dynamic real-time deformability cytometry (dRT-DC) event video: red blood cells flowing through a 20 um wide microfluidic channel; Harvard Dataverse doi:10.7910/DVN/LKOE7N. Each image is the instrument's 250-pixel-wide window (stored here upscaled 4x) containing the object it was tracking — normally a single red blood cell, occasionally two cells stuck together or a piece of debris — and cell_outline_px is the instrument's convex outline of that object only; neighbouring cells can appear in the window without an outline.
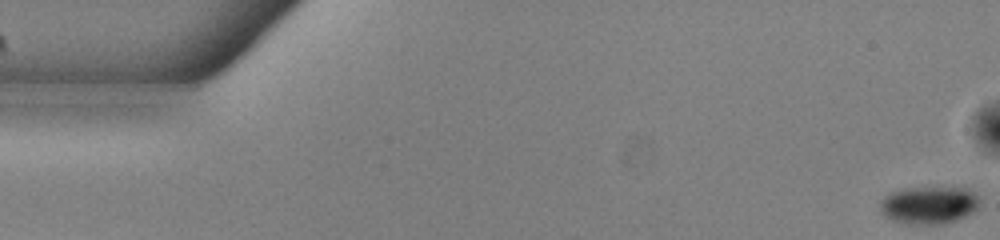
{"species": "common noctule bat (a hibernating species)", "species_latin": "Nyctalus noctula", "temperature_condition": "warm", "stored_images_in_passage": 46, "camera_frame_rate_fps": 3000, "um_per_image_px": 0.085, "animal": {"sex": "male", "body_mass_g": 13.0, "forearm_length_mm": 53.1}, "frame": {"image": 1, "passage_image": 1, "time_ms": 0.0, "image_size_px": [1000, 240], "cell_outline_px": [[980, 200], [976, 208], [972, 212], [956, 220], [944, 224], [904, 224], [892, 220], [884, 216], [880, 212], [880, 200], [884, 196], [892, 192], [904, 188], [968, 188], [976, 192], [980, 196]], "centroid_in_image_um": [78.95, 17.43], "position_along_channel_um": 6.1, "area_um2": 22.02}}
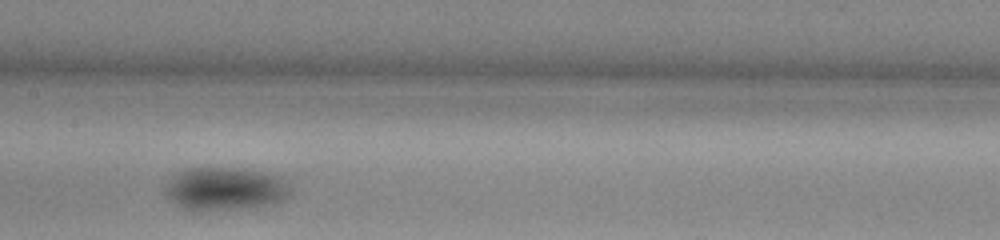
{"frame": {"image": 2, "passage_image": 27, "time_ms": 8.667, "image_size_px": [1000, 240], "cell_outline_px": [[288, 192], [284, 196], [276, 200], [264, 204], [232, 208], [184, 208], [176, 204], [168, 196], [168, 184], [180, 172], [192, 168], [228, 168], [256, 172], [272, 176]], "centroid_in_image_um": [18.98, 16.03], "position_along_channel_um": 188.4, "area_um2": 28.15}}
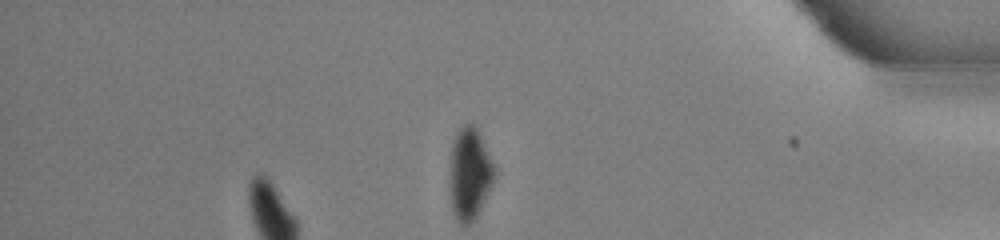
{"frame": {"image": 3, "passage_image": 46, "time_ms": 15.0, "image_size_px": [1000, 240], "cell_outline_px": [[496, 176], [476, 216], [468, 224], [460, 224], [456, 220], [452, 212], [448, 188], [452, 144], [460, 128], [464, 124], [472, 124], [476, 128], [496, 168]], "centroid_in_image_um": [39.89, 14.81], "position_along_channel_um": 395.3, "area_um2": 23.93}, "authors_computed_cell_mechanics": {"area_um2": 26.5591, "velocity_mm_per_s": 3.8196, "shape_relaxation_time_tau1_ms": 3.003, "shape_relaxation_time_tau2_ms": null, "deformation_change_tau1": 0.0885, "deformation_change_tau2": null}}